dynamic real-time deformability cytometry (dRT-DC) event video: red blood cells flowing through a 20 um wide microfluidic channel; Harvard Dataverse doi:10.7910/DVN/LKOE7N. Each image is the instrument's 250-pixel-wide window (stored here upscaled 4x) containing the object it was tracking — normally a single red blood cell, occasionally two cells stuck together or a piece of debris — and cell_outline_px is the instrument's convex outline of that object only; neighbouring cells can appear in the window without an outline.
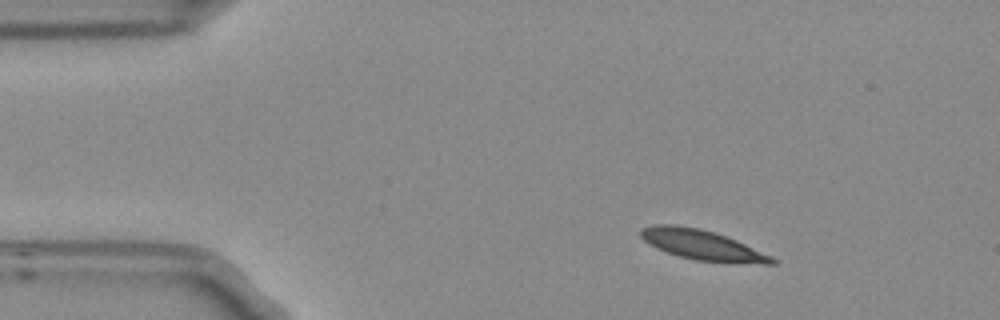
{"species": "Egyptian fruit bat (a non-hibernating species)", "species_latin": "Rousettus aegyptiacus", "temperature_condition": "room temperature", "stored_images_in_passage": 3, "camera_frame_rate_fps": 3000, "um_per_image_px": 0.085, "frame": {"image": 1, "passage_image": 1, "time_ms": 0.0, "image_size_px": [1000, 320], "cell_outline_px": [[780, 260], [776, 264], [764, 264], [696, 260], [680, 256], [656, 248], [648, 244], [640, 236], [640, 228], [652, 224], [676, 224], [696, 228], [712, 232], [736, 240], [772, 256]], "centroid_in_image_um": [59.67, 20.81], "position_along_channel_um": 25.3, "area_um2": 22.77}}